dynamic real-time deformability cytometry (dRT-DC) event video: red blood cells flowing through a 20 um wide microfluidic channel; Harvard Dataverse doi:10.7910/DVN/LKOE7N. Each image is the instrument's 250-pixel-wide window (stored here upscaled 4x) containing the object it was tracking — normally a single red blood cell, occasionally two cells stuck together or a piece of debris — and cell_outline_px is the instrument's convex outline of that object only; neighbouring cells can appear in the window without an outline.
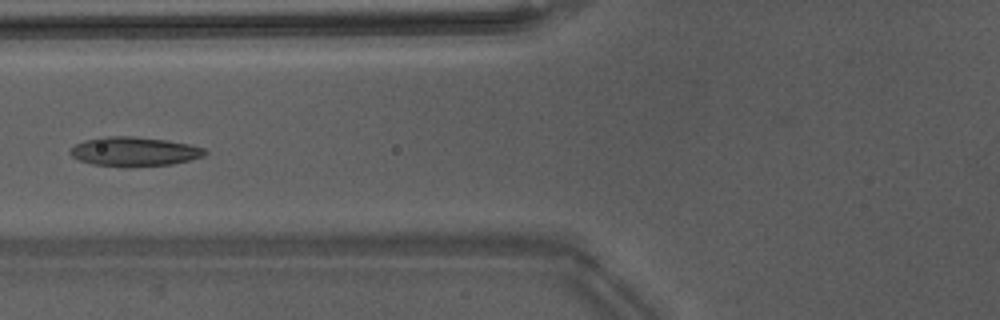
{"species": "Egyptian fruit bat (a non-hibernating species)", "species_latin": "Rousettus aegyptiacus", "temperature_condition": "warm", "stored_images_in_passage": 46, "camera_frame_rate_fps": 3000, "um_per_image_px": 0.085, "animal": {"sex": "male"}, "frame": {"image": 1, "passage_image": 18, "time_ms": 5.667, "image_size_px": [1000, 320], "cell_outline_px": [[208, 152], [204, 156], [172, 164], [92, 164], [80, 160], [72, 156], [68, 152], [76, 144], [84, 140], [104, 136], [132, 136], [164, 140], [188, 144], [204, 148]], "centroid_in_image_um": [11.41, 12.83], "position_along_channel_um": 114.4, "area_um2": 21.91}}
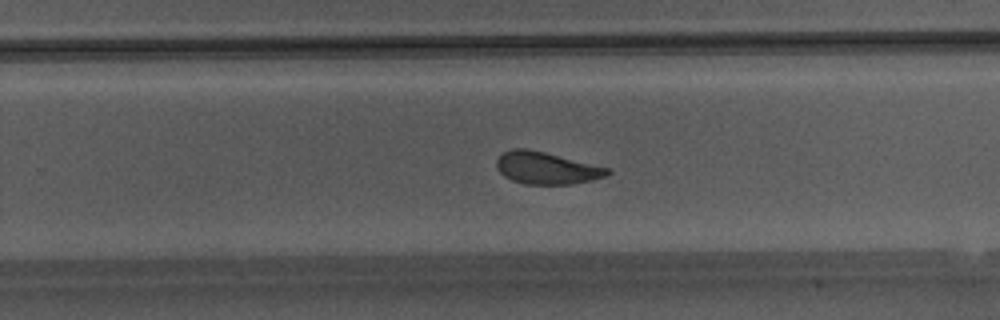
{"frame": {"image": 2, "passage_image": 30, "time_ms": 9.667, "image_size_px": [1000, 320], "cell_outline_px": [[612, 172], [604, 176], [592, 180], [572, 184], [524, 184], [512, 180], [504, 176], [496, 168], [496, 160], [504, 152], [512, 148], [528, 148], [608, 168]], "centroid_in_image_um": [46.4, 14.28], "position_along_channel_um": 283.4, "area_um2": 20.58}}
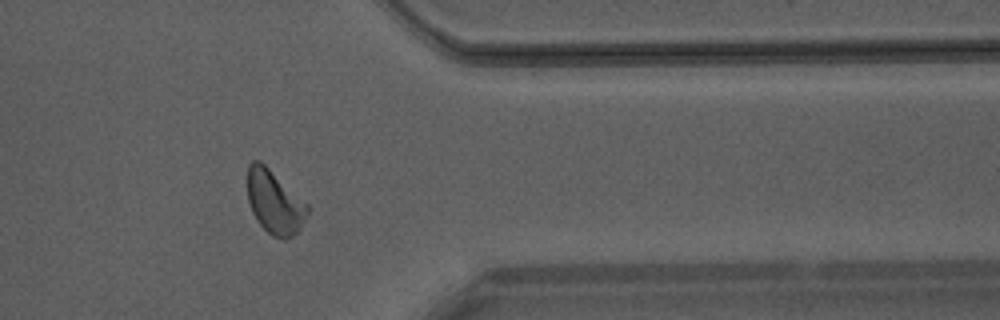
{"frame": {"image": 3, "passage_image": 38, "time_ms": 12.333, "image_size_px": [1000, 320], "cell_outline_px": [[312, 208], [300, 228], [292, 236], [284, 240], [272, 236], [260, 224], [252, 212], [248, 200], [248, 164], [252, 160], [260, 160], [308, 204]], "centroid_in_image_um": [23.36, 17.18], "position_along_channel_um": 388.0, "area_um2": 22.2}, "authors_computed_cell_mechanics": {"area_um2": 21.7617, "velocity_mm_per_s": 4.2336, "shape_relaxation_time_tau1_ms": 4.8112, "shape_relaxation_time_tau2_ms": 1.6107, "deformation_change_tau1": 0.1622, "deformation_change_tau2": 0.0797}}